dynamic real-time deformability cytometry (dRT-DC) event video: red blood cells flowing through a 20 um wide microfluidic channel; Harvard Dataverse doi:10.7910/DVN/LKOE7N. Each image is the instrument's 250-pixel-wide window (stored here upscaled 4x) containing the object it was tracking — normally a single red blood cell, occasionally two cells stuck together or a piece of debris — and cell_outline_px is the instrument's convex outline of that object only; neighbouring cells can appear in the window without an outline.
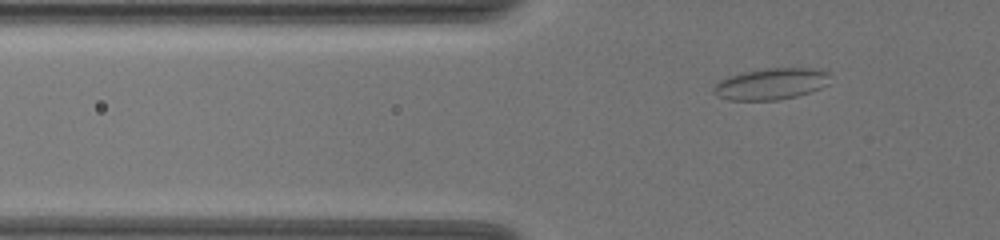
{"species": "common noctule bat (a hibernating species)", "species_latin": "Nyctalus noctula", "temperature_condition": "warm", "stored_images_in_passage": 44, "camera_frame_rate_fps": 3000, "um_per_image_px": 0.085, "animal": {"sex": "female", "body_mass_g": 19.5, "forearm_length_mm": 54.1}, "frame": {"image": 1, "passage_image": 6, "time_ms": 1.667, "image_size_px": [1000, 240], "cell_outline_px": [[828, 84], [820, 88], [796, 96], [776, 100], [728, 100], [716, 96], [712, 92], [712, 88], [720, 80], [728, 76], [760, 68], [820, 68], [828, 72]], "centroid_in_image_um": [65.5, 7.12], "position_along_channel_um": 60.3, "area_um2": 21.44}}
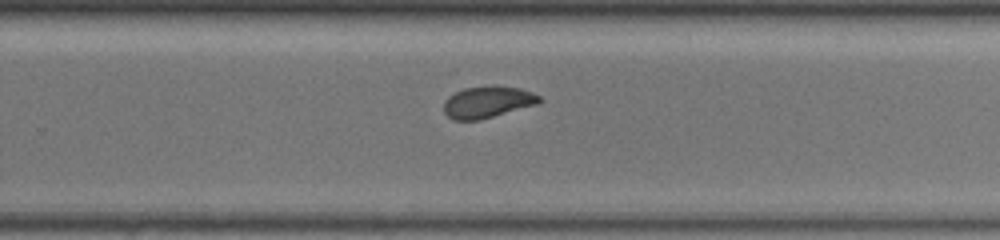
{"frame": {"image": 2, "passage_image": 26, "time_ms": 8.333, "image_size_px": [1000, 240], "cell_outline_px": [[544, 100], [540, 104], [480, 120], [452, 120], [444, 112], [444, 100], [448, 96], [464, 88], [520, 88], [532, 92], [540, 96]], "centroid_in_image_um": [41.47, 8.72], "position_along_channel_um": 288.3, "area_um2": 17.34}}
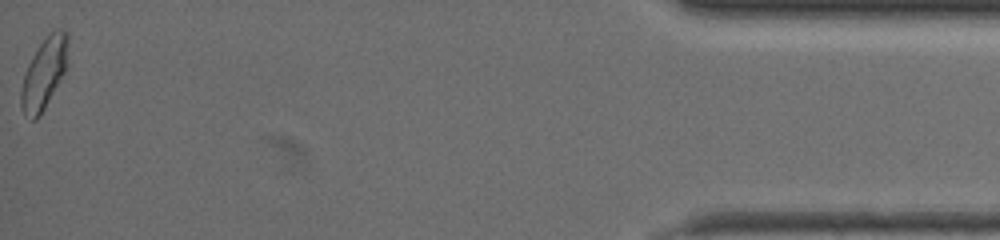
{"frame": {"image": 3, "passage_image": 44, "time_ms": 14.333, "image_size_px": [1000, 240], "cell_outline_px": [[68, 68], [40, 116], [36, 120], [32, 120], [24, 116], [20, 104], [20, 92], [24, 76], [28, 64], [32, 56], [40, 44], [56, 28], [60, 28], [68, 32]], "centroid_in_image_um": [3.77, 6.26], "position_along_channel_um": 431.4, "area_um2": 19.71}, "authors_computed_cell_mechanics": {"area_um2": 18.2648, "velocity_mm_per_s": 3.675, "shape_relaxation_time_tau1_ms": 10.1861, "shape_relaxation_time_tau2_ms": 0.7909, "deformation_change_tau1": 0.2018, "deformation_change_tau2": 0.0519}}